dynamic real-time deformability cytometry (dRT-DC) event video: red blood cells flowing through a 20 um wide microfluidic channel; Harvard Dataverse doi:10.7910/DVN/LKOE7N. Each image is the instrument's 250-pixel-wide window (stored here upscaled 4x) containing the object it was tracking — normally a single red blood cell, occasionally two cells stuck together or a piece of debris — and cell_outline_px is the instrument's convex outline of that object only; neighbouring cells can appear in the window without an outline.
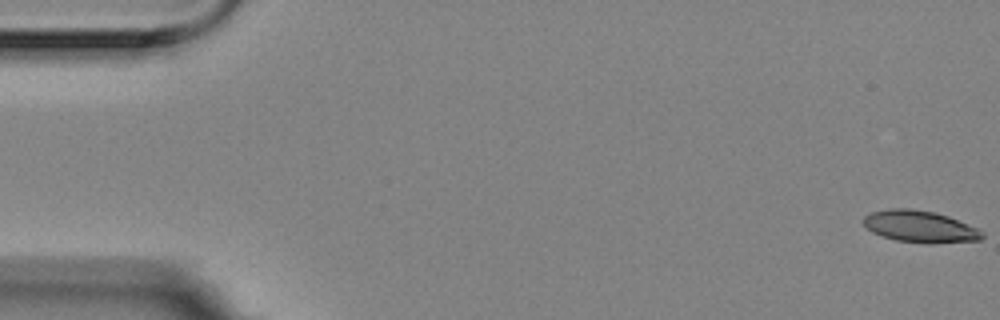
{"species": "Egyptian fruit bat (a non-hibernating species)", "species_latin": "Rousettus aegyptiacus", "temperature_condition": "room temperature", "stored_images_in_passage": 20, "camera_frame_rate_fps": 3000, "um_per_image_px": 0.085, "animal": {"sex": "female"}, "frame": {"image": 1, "passage_image": 1, "time_ms": 0.0, "image_size_px": [1000, 320], "cell_outline_px": [[984, 236], [980, 240], [932, 244], [928, 244], [896, 240], [880, 236], [864, 228], [860, 220], [864, 216], [872, 212], [892, 208], [908, 208], [932, 212], [948, 216], [976, 228], [984, 232]], "centroid_in_image_um": [78.14, 19.27], "position_along_channel_um": 6.9, "area_um2": 22.2}}
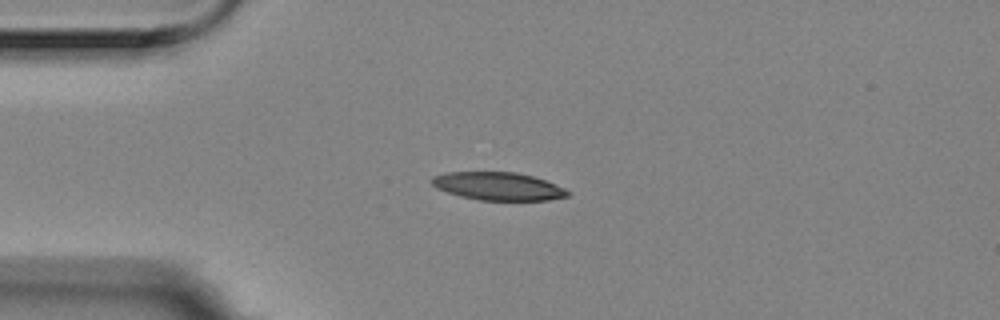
{"frame": {"image": 2, "passage_image": 14, "time_ms": 4.333, "image_size_px": [1000, 320], "cell_outline_px": [[568, 196], [548, 200], [480, 200], [460, 196], [436, 188], [428, 180], [432, 176], [444, 172], [516, 172], [532, 176], [544, 180], [564, 188], [568, 192]], "centroid_in_image_um": [42.27, 15.82], "position_along_channel_um": 42.7, "area_um2": 22.08}}
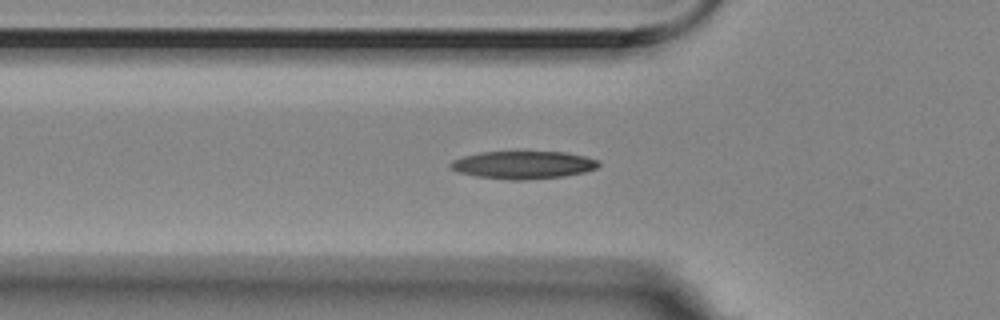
{"frame": {"image": 3, "passage_image": 19, "time_ms": 6.0, "image_size_px": [1000, 320], "cell_outline_px": [[600, 164], [596, 168], [584, 172], [564, 176], [524, 180], [508, 180], [476, 176], [456, 172], [448, 164], [452, 160], [464, 156], [480, 152], [524, 148], [568, 152], [600, 160]], "centroid_in_image_um": [44.47, 13.96], "position_along_channel_um": 81.3, "area_um2": 25.32}}